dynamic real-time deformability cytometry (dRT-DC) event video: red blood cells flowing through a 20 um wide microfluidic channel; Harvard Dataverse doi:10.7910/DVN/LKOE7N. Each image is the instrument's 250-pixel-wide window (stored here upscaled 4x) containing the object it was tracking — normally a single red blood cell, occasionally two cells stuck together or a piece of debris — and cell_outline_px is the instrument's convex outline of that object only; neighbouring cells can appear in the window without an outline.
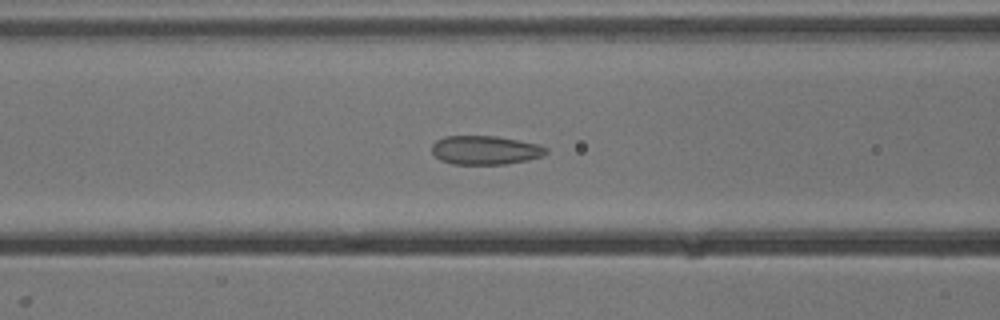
{"species": "common noctule bat (a hibernating species)", "species_latin": "Nyctalus noctula", "temperature_condition": "cold", "stored_images_in_passage": 50, "camera_frame_rate_fps": 3000, "um_per_image_px": 0.085, "animal": {"sex": "male", "body_mass_g": 13.3}, "frame": {"image": 1, "passage_image": 17, "time_ms": 5.333, "image_size_px": [1000, 320], "cell_outline_px": [[548, 152], [540, 156], [528, 160], [504, 164], [452, 164], [440, 160], [432, 152], [432, 144], [436, 140], [444, 136], [496, 136], [536, 144], [548, 148]], "centroid_in_image_um": [41.21, 12.76], "position_along_channel_um": 125.4, "area_um2": 19.07}}
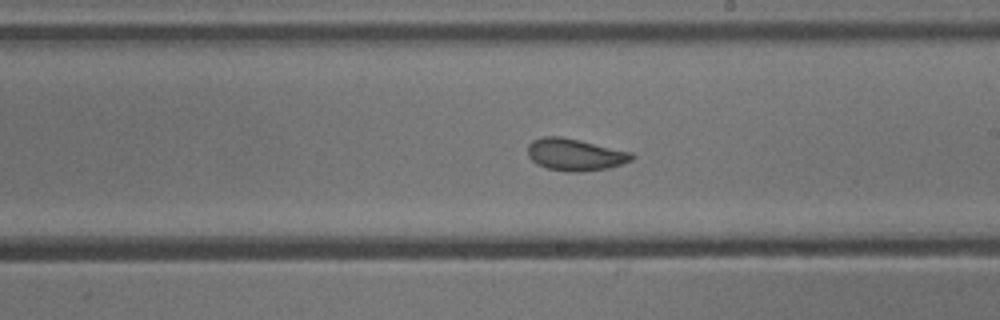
{"frame": {"image": 2, "passage_image": 26, "time_ms": 8.333, "image_size_px": [1000, 320], "cell_outline_px": [[636, 156], [632, 160], [608, 168], [580, 172], [568, 172], [548, 168], [536, 164], [528, 156], [528, 144], [532, 140], [544, 136], [560, 136], [580, 140], [632, 152]], "centroid_in_image_um": [48.87, 13.14], "position_along_channel_um": 240.1, "area_um2": 19.48}}
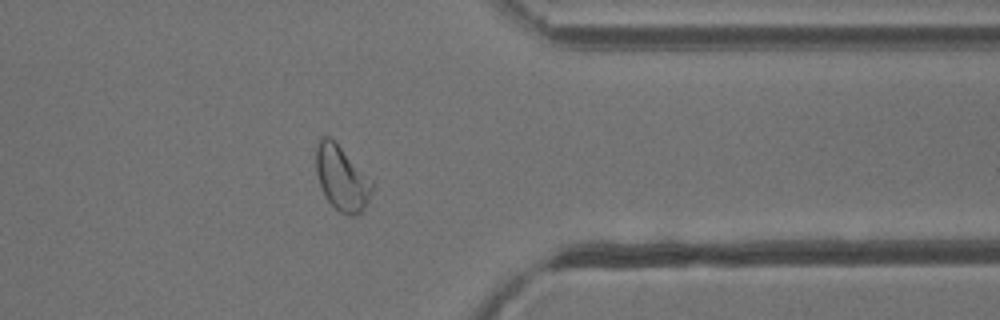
{"frame": {"image": 3, "passage_image": 38, "time_ms": 12.333, "image_size_px": [1000, 320], "cell_outline_px": [[372, 188], [368, 200], [364, 208], [356, 216], [348, 216], [340, 212], [324, 196], [316, 172], [316, 148], [320, 140], [324, 136], [328, 136], [340, 148], [372, 184]], "centroid_in_image_um": [29.0, 15.21], "position_along_channel_um": 382.4, "area_um2": 20.06}, "authors_computed_cell_mechanics": {"area_um2": 20.4034, "velocity_mm_per_s": 3.8229, "shape_relaxation_time_tau1_ms": null, "shape_relaxation_time_tau2_ms": 0.9099, "deformation_change_tau1": null, "deformation_change_tau2": 0.0726}}